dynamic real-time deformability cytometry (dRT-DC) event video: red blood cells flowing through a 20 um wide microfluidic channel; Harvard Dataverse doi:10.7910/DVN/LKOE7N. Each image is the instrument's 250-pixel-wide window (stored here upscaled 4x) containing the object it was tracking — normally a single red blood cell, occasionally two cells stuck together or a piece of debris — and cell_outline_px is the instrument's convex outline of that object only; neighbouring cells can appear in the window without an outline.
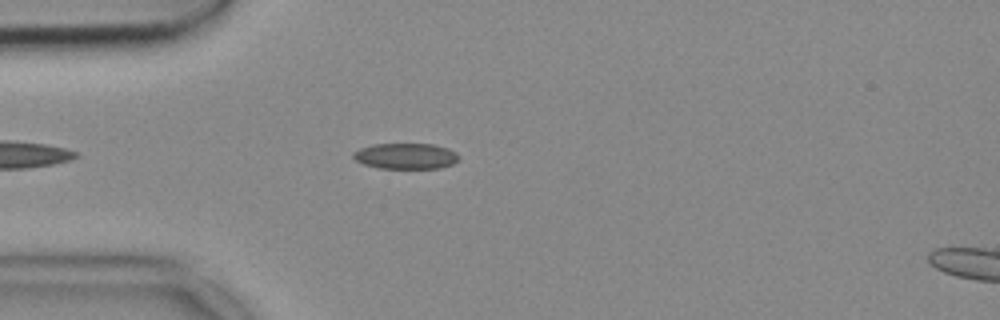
{"species": "common noctule bat (a hibernating species)", "species_latin": "Nyctalus noctula", "temperature_condition": "cold", "stored_images_in_passage": 23, "camera_frame_rate_fps": 3000, "um_per_image_px": 0.085, "animal": {"sex": "female", "body_mass_g": 18.4}, "frame": {"image": 1, "passage_image": 7, "time_ms": 2.0, "image_size_px": [1000, 320], "cell_outline_px": [[460, 156], [452, 164], [440, 168], [380, 168], [364, 164], [356, 160], [352, 156], [352, 152], [360, 148], [376, 144], [432, 144], [448, 148], [456, 152]], "centroid_in_image_um": [34.49, 13.26], "position_along_channel_um": 50.5, "area_um2": 15.78}}